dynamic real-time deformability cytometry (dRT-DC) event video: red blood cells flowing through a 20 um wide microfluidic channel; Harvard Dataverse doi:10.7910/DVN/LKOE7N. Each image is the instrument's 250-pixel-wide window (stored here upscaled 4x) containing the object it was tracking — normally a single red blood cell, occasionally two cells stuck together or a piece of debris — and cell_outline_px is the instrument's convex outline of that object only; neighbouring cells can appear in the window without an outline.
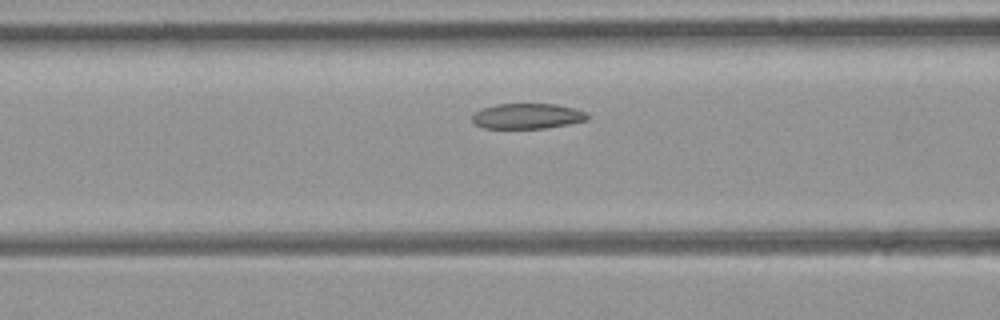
{"species": "common noctule bat (a hibernating species)", "species_latin": "Nyctalus noctula", "temperature_condition": "room temperature", "stored_images_in_passage": 28, "camera_frame_rate_fps": 3000, "um_per_image_px": 0.085, "animal": {"sex": "female", "body_mass_g": 21.9}, "frame": {"image": 1, "passage_image": 9, "time_ms": 2.667, "image_size_px": [1000, 320], "cell_outline_px": [[588, 120], [568, 124], [544, 128], [484, 128], [476, 124], [472, 120], [472, 112], [480, 108], [496, 104], [556, 104], [576, 108], [584, 112], [588, 116]], "centroid_in_image_um": [44.79, 9.86], "position_along_channel_um": 121.8, "area_um2": 17.11}}
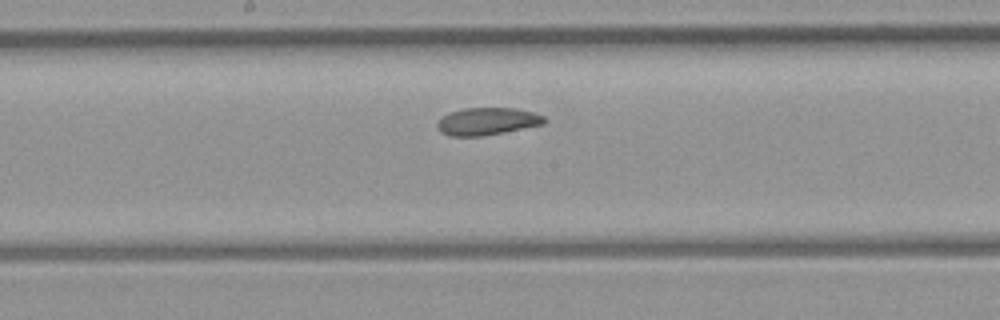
{"frame": {"image": 2, "passage_image": 15, "time_ms": 4.667, "image_size_px": [1000, 320], "cell_outline_px": [[548, 120], [544, 124], [484, 136], [448, 136], [440, 132], [436, 128], [436, 124], [448, 112], [464, 108], [516, 108], [532, 112], [544, 116]], "centroid_in_image_um": [41.4, 10.32], "position_along_channel_um": 206.8, "area_um2": 17.22}}
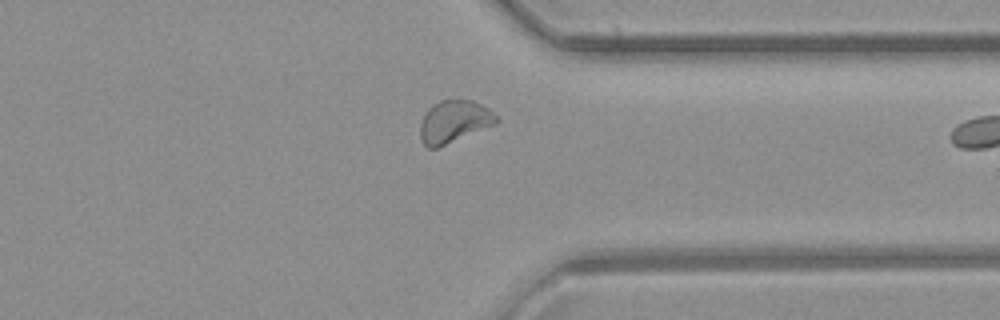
{"frame": {"image": 3, "passage_image": 27, "time_ms": 8.667, "image_size_px": [1000, 320], "cell_outline_px": [[500, 120], [496, 124], [436, 148], [428, 148], [420, 140], [420, 124], [424, 112], [432, 104], [440, 100], [472, 100], [488, 108]], "centroid_in_image_um": [38.57, 10.33], "position_along_channel_um": 372.8, "area_um2": 18.79}}